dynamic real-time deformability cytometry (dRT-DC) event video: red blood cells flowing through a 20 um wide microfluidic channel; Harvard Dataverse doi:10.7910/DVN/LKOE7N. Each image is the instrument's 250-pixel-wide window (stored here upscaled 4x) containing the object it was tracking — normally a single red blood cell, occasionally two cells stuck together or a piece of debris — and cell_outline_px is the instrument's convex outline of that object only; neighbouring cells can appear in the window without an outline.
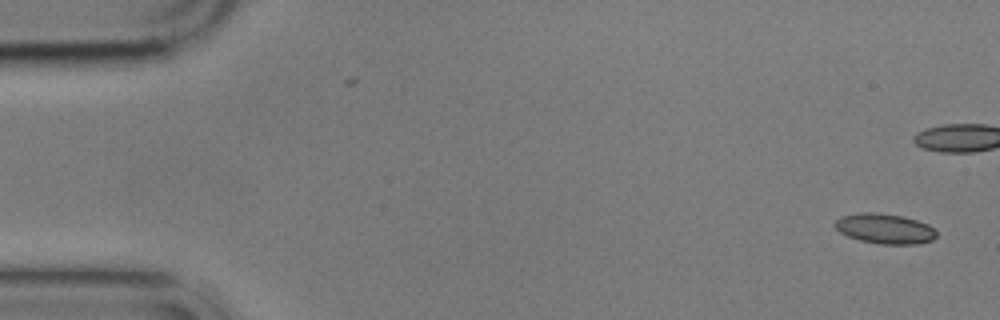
{"species": "common noctule bat (a hibernating species)", "species_latin": "Nyctalus noctula", "temperature_condition": "cold", "stored_images_in_passage": 2, "segment_of_instrument_passage": [2, 2], "camera_frame_rate_fps": 3000, "um_per_image_px": 0.085, "animal": {"sex": "male", "body_mass_g": 17.9}, "frame": {"image": 1, "passage_image": 2, "time_ms": 1.333, "image_size_px": [1000, 320], "cell_outline_px": [[936, 236], [932, 240], [920, 244], [880, 244], [860, 240], [848, 236], [840, 232], [832, 224], [840, 216], [860, 212], [876, 212], [904, 216], [928, 224], [936, 232]], "centroid_in_image_um": [75.19, 19.43], "position_along_channel_um": 9.8, "area_um2": 17.92}}